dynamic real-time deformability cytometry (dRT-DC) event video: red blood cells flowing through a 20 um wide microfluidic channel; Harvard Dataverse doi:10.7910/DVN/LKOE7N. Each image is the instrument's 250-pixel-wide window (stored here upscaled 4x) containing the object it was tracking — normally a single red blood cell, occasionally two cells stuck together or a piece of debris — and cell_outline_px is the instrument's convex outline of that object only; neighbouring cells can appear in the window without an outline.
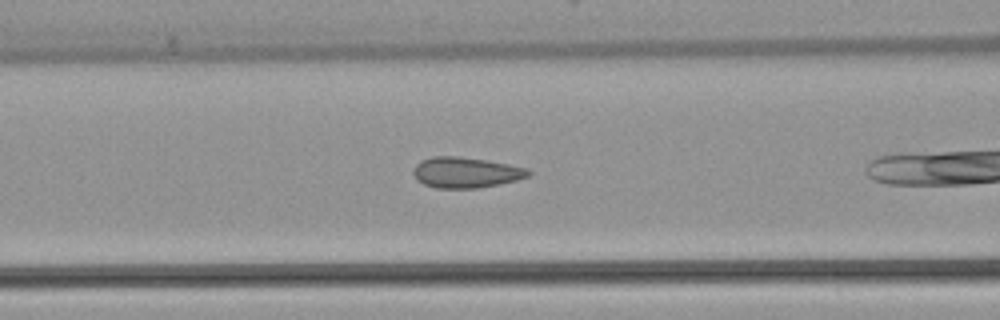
{"species": "common noctule bat (a hibernating species)", "species_latin": "Nyctalus noctula", "temperature_condition": "warm", "stored_images_in_passage": 20, "camera_frame_rate_fps": 3000, "um_per_image_px": 0.085, "animal": {"sex": "female", "body_mass_g": 22.7, "forearm_length_mm": 54.2}, "frame": {"image": 1, "passage_image": 6, "time_ms": 1.667, "image_size_px": [1000, 320], "cell_outline_px": [[532, 172], [528, 176], [516, 180], [500, 184], [476, 188], [436, 188], [424, 184], [416, 180], [412, 172], [416, 164], [420, 160], [432, 156], [456, 156], [488, 160], [528, 168]], "centroid_in_image_um": [39.57, 14.65], "position_along_channel_um": 127.0, "area_um2": 20.69}}
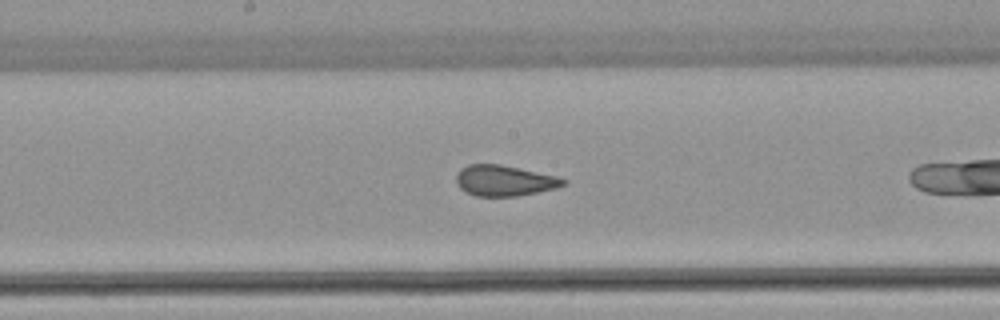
{"frame": {"image": 2, "passage_image": 12, "time_ms": 3.667, "image_size_px": [1000, 320], "cell_outline_px": [[568, 180], [564, 184], [556, 188], [516, 196], [476, 196], [460, 188], [456, 184], [456, 176], [460, 168], [468, 164], [500, 164], [520, 168], [556, 176]], "centroid_in_image_um": [42.84, 15.34], "position_along_channel_um": 205.4, "area_um2": 19.07}}
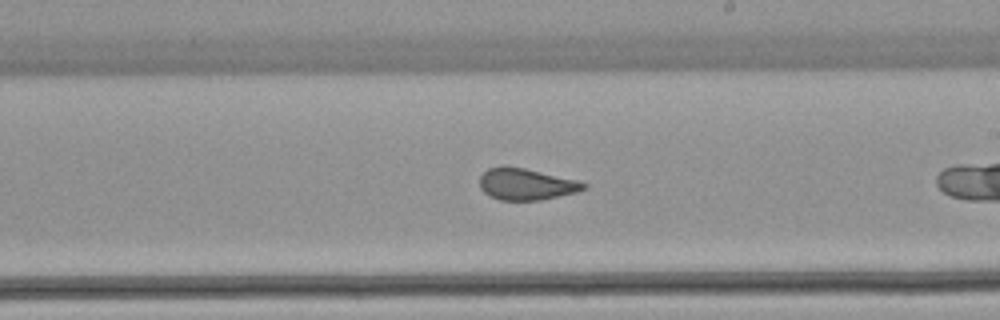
{"frame": {"image": 3, "passage_image": 15, "time_ms": 4.667, "image_size_px": [1000, 320], "cell_outline_px": [[588, 188], [576, 192], [540, 200], [500, 200], [488, 196], [480, 188], [480, 176], [488, 168], [504, 164], [524, 168], [576, 180], [588, 184]], "centroid_in_image_um": [44.68, 15.64], "position_along_channel_um": 244.3, "area_um2": 19.25}}